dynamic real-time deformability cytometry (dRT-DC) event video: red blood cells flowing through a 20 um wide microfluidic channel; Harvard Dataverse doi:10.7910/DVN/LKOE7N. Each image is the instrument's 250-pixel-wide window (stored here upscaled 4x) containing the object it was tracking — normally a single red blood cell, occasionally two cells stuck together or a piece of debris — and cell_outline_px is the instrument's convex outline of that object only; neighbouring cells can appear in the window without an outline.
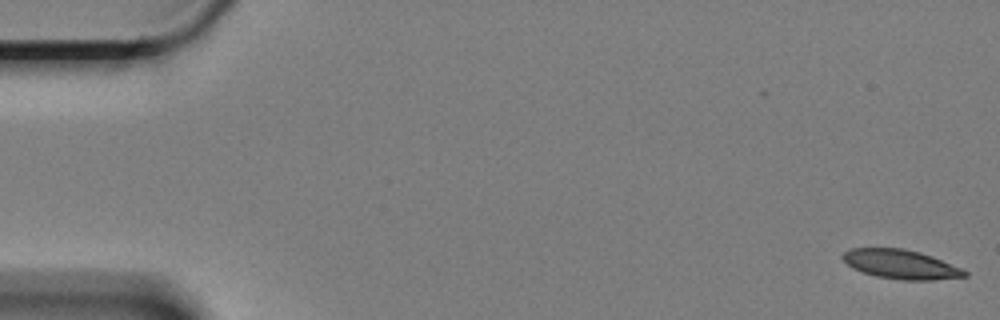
{"species": "Egyptian fruit bat (a non-hibernating species)", "species_latin": "Rousettus aegyptiacus", "temperature_condition": "cold", "stored_images_in_passage": 61, "camera_frame_rate_fps": 3000, "um_per_image_px": 0.085, "animal": {"sex": "female"}, "frame": {"image": 1, "passage_image": 1, "time_ms": 0.0, "image_size_px": [1000, 320], "cell_outline_px": [[968, 276], [932, 280], [900, 280], [876, 276], [852, 268], [840, 256], [848, 248], [904, 248], [920, 252], [932, 256], [960, 268], [968, 272]], "centroid_in_image_um": [76.55, 22.46], "position_along_channel_um": 8.5, "area_um2": 20.69}}
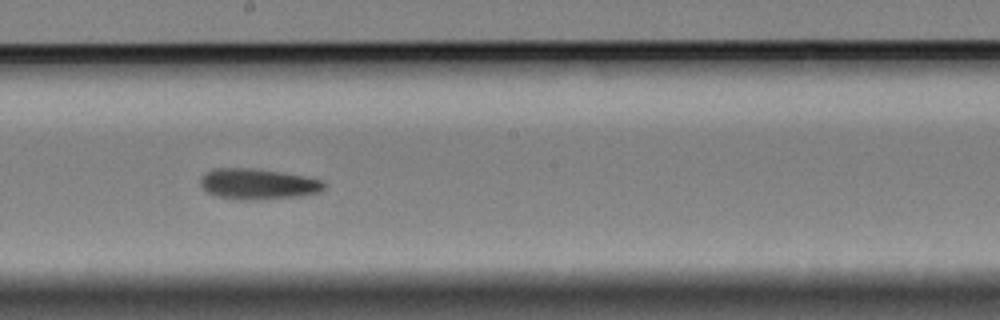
{"frame": {"image": 2, "passage_image": 33, "time_ms": 10.667, "image_size_px": [1000, 320], "cell_outline_px": [[328, 184], [320, 192], [300, 196], [256, 200], [240, 200], [216, 196], [208, 192], [200, 184], [200, 176], [204, 172], [212, 168], [252, 168], [280, 172], [304, 176], [324, 180]], "centroid_in_image_um": [21.92, 15.64], "position_along_channel_um": 226.3, "area_um2": 22.43}}
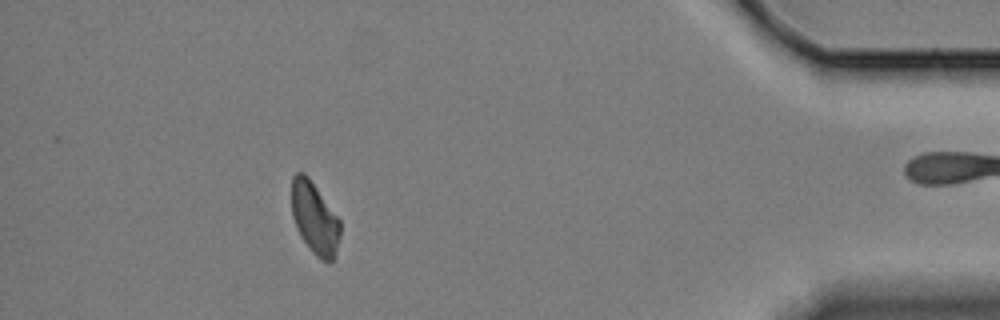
{"frame": {"image": 3, "passage_image": 54, "time_ms": 17.667, "image_size_px": [1000, 320], "cell_outline_px": [[340, 236], [336, 252], [332, 260], [328, 264], [320, 260], [312, 252], [300, 236], [296, 228], [292, 216], [292, 176], [296, 172], [304, 172], [308, 176], [340, 220]], "centroid_in_image_um": [26.74, 18.56], "position_along_channel_um": 408.5, "area_um2": 20.46}}